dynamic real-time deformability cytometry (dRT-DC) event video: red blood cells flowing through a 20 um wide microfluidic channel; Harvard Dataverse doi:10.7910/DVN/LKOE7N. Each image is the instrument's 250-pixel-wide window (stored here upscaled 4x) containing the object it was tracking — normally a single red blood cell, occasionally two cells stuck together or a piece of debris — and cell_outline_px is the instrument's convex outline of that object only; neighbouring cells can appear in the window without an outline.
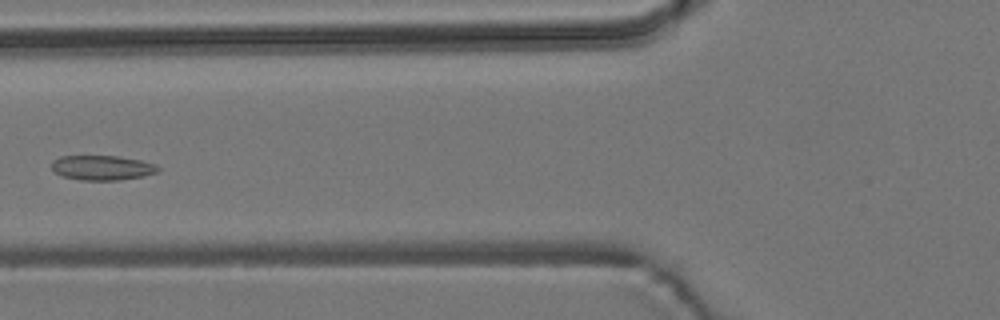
{"species": "common noctule bat (a hibernating species)", "species_latin": "Nyctalus noctula", "temperature_condition": "room temperature", "stored_images_in_passage": 5, "camera_frame_rate_fps": 3000, "um_per_image_px": 0.085, "animal": {"sex": "male", "body_mass_g": 19.2, "forearm_length_mm": 51.8}, "frame": {"image": 1, "passage_image": 4, "time_ms": 5.0, "image_size_px": [1000, 320], "cell_outline_px": [[160, 168], [156, 172], [144, 176], [120, 180], [80, 180], [64, 176], [52, 172], [52, 160], [60, 156], [120, 156], [140, 160], [156, 164]], "centroid_in_image_um": [8.67, 14.25], "position_along_channel_um": 117.1, "area_um2": 15.43}}
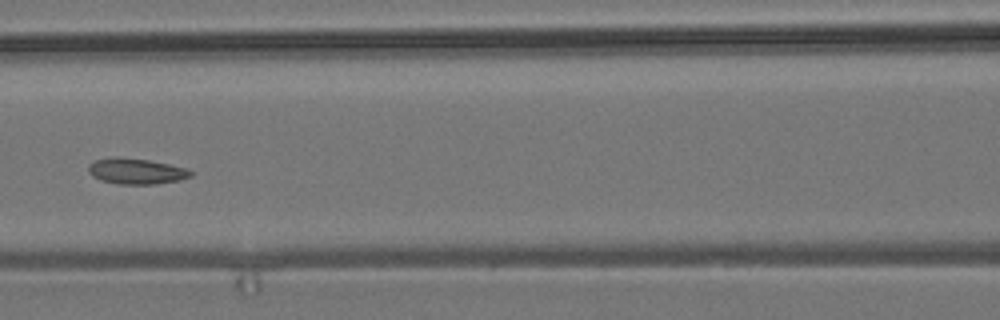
{"frame": {"image": 2, "passage_image": 5, "time_ms": 6.0, "image_size_px": [1000, 320], "cell_outline_px": [[196, 172], [192, 176], [180, 180], [156, 184], [116, 184], [100, 180], [92, 176], [88, 172], [88, 164], [96, 160], [112, 156], [116, 156], [148, 160], [188, 168]], "centroid_in_image_um": [11.59, 14.55], "position_along_channel_um": 155.0, "area_um2": 15.66}}